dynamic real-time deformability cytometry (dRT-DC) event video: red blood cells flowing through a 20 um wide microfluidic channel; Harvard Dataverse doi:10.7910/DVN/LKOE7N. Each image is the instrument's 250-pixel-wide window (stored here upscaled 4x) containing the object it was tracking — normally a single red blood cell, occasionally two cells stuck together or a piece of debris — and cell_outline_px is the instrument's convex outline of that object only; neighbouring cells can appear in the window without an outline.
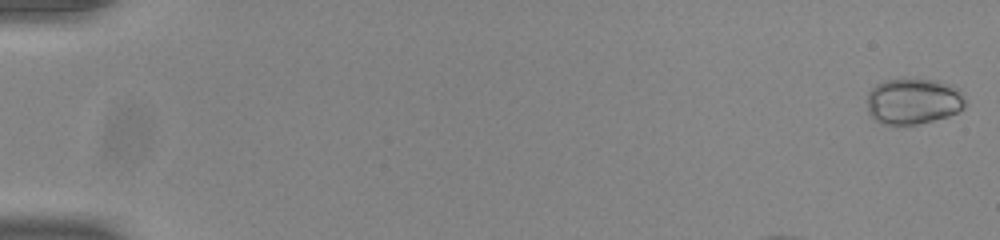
{"species": "common noctule bat (a hibernating species)", "species_latin": "Nyctalus noctula", "temperature_condition": "room temperature", "stored_images_in_passage": 52, "camera_frame_rate_fps": 3000, "um_per_image_px": 0.085, "animal": {"sex": "male", "body_mass_g": 20.0, "forearm_length_mm": 53.3}, "frame": {"image": 1, "passage_image": 1, "time_ms": 0.0, "image_size_px": [1000, 240], "cell_outline_px": [[964, 108], [948, 116], [916, 124], [884, 124], [876, 120], [868, 112], [868, 92], [876, 84], [884, 80], [936, 80], [948, 84], [956, 88], [960, 92], [964, 100]], "centroid_in_image_um": [77.6, 8.61], "position_along_channel_um": 7.4, "area_um2": 25.78}}
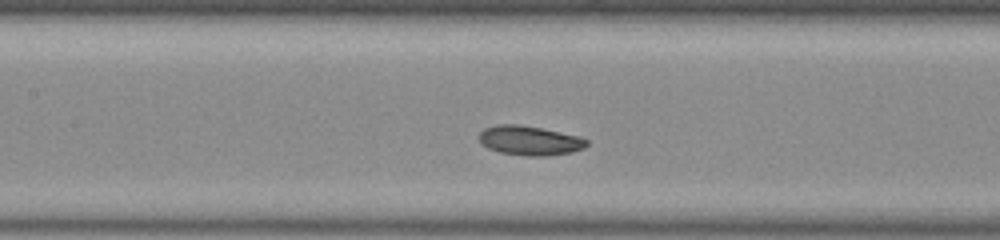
{"frame": {"image": 2, "passage_image": 23, "time_ms": 7.333, "image_size_px": [1000, 240], "cell_outline_px": [[588, 144], [584, 148], [572, 152], [548, 156], [524, 156], [500, 152], [488, 148], [480, 144], [480, 132], [484, 128], [496, 124], [516, 124], [540, 128], [580, 136], [588, 140]], "centroid_in_image_um": [45.02, 11.95], "position_along_channel_um": 162.4, "area_um2": 18.55}}
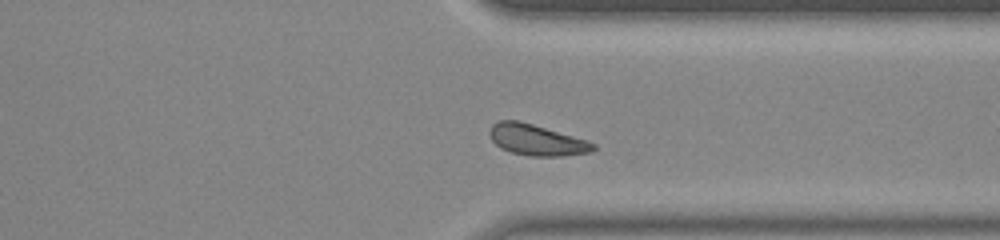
{"frame": {"image": 3, "passage_image": 39, "time_ms": 12.667, "image_size_px": [1000, 240], "cell_outline_px": [[596, 148], [592, 152], [564, 156], [528, 156], [512, 152], [500, 148], [492, 140], [488, 132], [492, 124], [500, 120], [520, 120], [588, 140], [596, 144]], "centroid_in_image_um": [45.63, 11.89], "position_along_channel_um": 365.8, "area_um2": 18.96}, "authors_computed_cell_mechanics": {"area_um2": 18.7272, "velocity_mm_per_s": 3.8132, "shape_relaxation_time_tau1_ms": 2.3613, "shape_relaxation_time_tau2_ms": null, "deformation_change_tau1": 0.0712, "deformation_change_tau2": null}}